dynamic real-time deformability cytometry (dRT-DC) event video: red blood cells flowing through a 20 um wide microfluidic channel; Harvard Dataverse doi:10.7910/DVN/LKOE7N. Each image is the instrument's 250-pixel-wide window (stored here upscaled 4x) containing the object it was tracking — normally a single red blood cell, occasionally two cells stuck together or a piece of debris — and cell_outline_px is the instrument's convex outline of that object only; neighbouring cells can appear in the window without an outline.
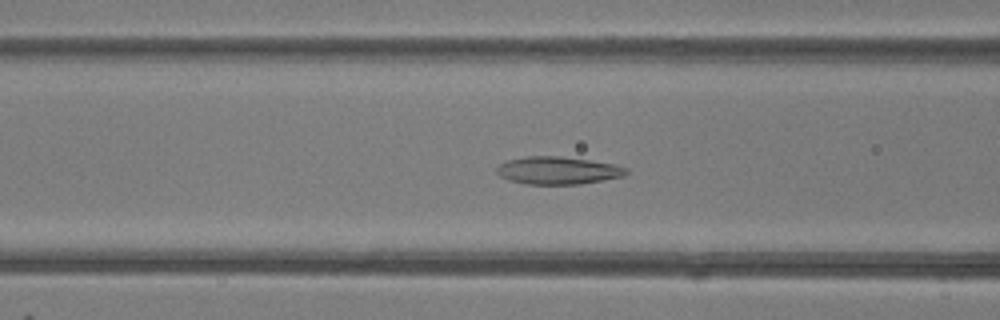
{"species": "common noctule bat (a hibernating species)", "species_latin": "Nyctalus noctula", "temperature_condition": "room temperature", "stored_images_in_passage": 43, "camera_frame_rate_fps": 3000, "um_per_image_px": 0.085, "animal": {"sex": "female"}, "frame": {"image": 1, "passage_image": 19, "time_ms": 6.0, "image_size_px": [1000, 320], "cell_outline_px": [[628, 172], [624, 176], [580, 184], [524, 184], [508, 180], [500, 176], [496, 172], [496, 168], [500, 164], [508, 160], [528, 156], [560, 156], [616, 164], [628, 168]], "centroid_in_image_um": [47.42, 14.49], "position_along_channel_um": 119.2, "area_um2": 20.87}}
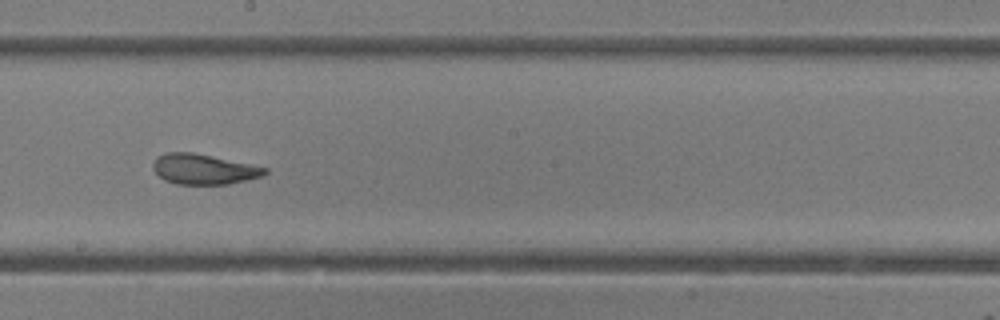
{"frame": {"image": 2, "passage_image": 27, "time_ms": 8.667, "image_size_px": [1000, 320], "cell_outline_px": [[268, 172], [264, 176], [228, 184], [176, 184], [164, 180], [152, 168], [152, 164], [156, 156], [168, 152], [192, 152], [268, 168]], "centroid_in_image_um": [17.3, 14.38], "position_along_channel_um": 230.9, "area_um2": 19.65}}
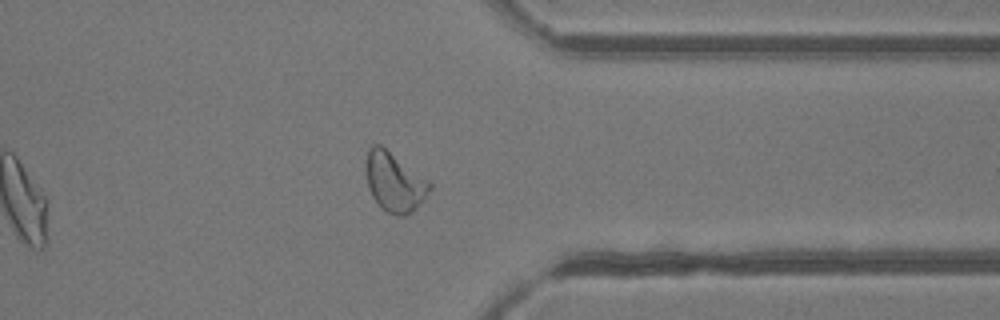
{"frame": {"image": 3, "passage_image": 38, "time_ms": 12.333, "image_size_px": [1000, 320], "cell_outline_px": [[432, 188], [416, 208], [404, 216], [400, 216], [388, 212], [372, 196], [368, 188], [364, 168], [368, 148], [372, 144], [380, 144], [432, 180]], "centroid_in_image_um": [33.54, 15.41], "position_along_channel_um": 377.9, "area_um2": 22.37}, "authors_computed_cell_mechanics": {"area_um2": 21.5594, "velocity_mm_per_s": 4.194, "shape_relaxation_time_tau1_ms": 5.3663, "shape_relaxation_time_tau2_ms": 1.4987, "deformation_change_tau1": 0.1934, "deformation_change_tau2": 0.1004}}